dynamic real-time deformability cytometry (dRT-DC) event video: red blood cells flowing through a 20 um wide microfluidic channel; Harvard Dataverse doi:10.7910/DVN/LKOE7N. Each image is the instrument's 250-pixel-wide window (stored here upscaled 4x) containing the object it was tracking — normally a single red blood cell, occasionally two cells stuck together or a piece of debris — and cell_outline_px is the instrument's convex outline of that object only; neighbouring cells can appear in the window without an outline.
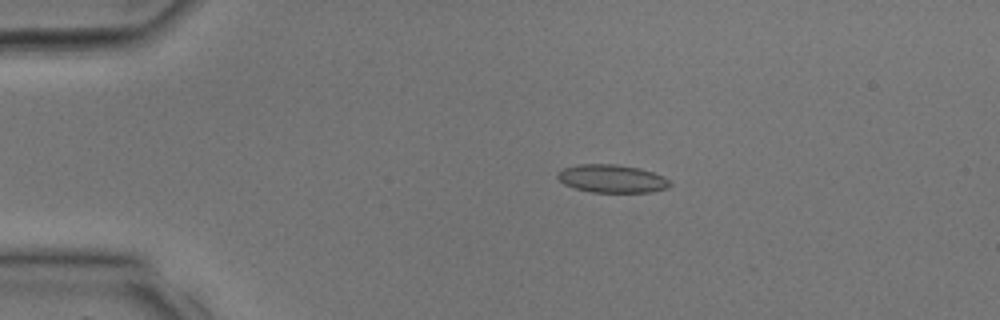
{"species": "common noctule bat (a hibernating species)", "species_latin": "Nyctalus noctula", "temperature_condition": "room temperature", "stored_images_in_passage": 34, "camera_frame_rate_fps": 3000, "um_per_image_px": 0.085, "animal": {"sex": "male", "body_mass_g": 17.9, "forearm_length_mm": 54.2}, "frame": {"image": 1, "passage_image": 7, "time_ms": 2.0, "image_size_px": [1000, 320], "cell_outline_px": [[672, 184], [668, 188], [652, 192], [592, 192], [576, 188], [564, 184], [556, 176], [556, 172], [564, 168], [580, 164], [616, 164], [640, 168], [664, 176]], "centroid_in_image_um": [52.03, 15.18], "position_along_channel_um": 33.0, "area_um2": 18.38}}
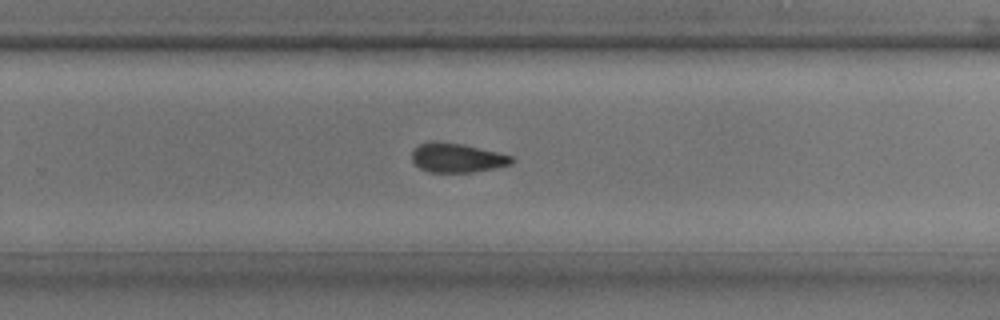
{"frame": {"image": 2, "passage_image": 22, "time_ms": 7.0, "image_size_px": [1000, 320], "cell_outline_px": [[516, 160], [512, 164], [472, 172], [428, 172], [420, 168], [412, 160], [412, 152], [420, 144], [428, 140], [440, 140], [464, 144], [512, 156]], "centroid_in_image_um": [38.83, 13.39], "position_along_channel_um": 291.0, "area_um2": 17.11}}
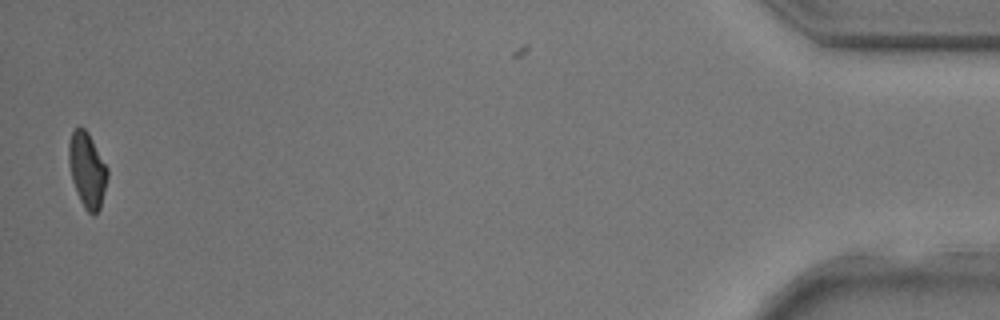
{"frame": {"image": 3, "passage_image": 33, "time_ms": 10.667, "image_size_px": [1000, 320], "cell_outline_px": [[108, 176], [100, 208], [92, 216], [84, 208], [76, 192], [72, 180], [68, 160], [68, 144], [72, 132], [76, 128], [84, 128], [88, 132], [108, 168]], "centroid_in_image_um": [7.4, 14.45], "position_along_channel_um": 427.8, "area_um2": 16.88}}